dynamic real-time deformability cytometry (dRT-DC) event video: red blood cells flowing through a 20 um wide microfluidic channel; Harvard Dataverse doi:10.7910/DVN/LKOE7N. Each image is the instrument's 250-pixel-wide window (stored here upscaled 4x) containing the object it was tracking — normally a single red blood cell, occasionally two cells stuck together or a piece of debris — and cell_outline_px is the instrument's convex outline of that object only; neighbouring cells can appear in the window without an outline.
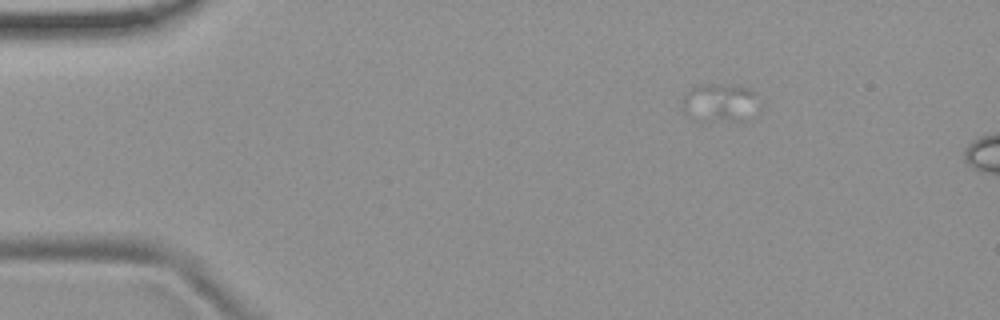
{"species": "common noctule bat (a hibernating species)", "species_latin": "Nyctalus noctula", "temperature_condition": "room temperature", "stored_images_in_passage": 9, "camera_frame_rate_fps": 3000, "um_per_image_px": 0.085, "animal": {"sex": "female", "body_mass_g": 19.9}, "frame": {"image": 1, "passage_image": 2, "time_ms": 0.333, "image_size_px": [1000, 320], "cell_outline_px": [[752, 92], [748, 120], [736, 124], [684, 108], [684, 96], [692, 88], [700, 84], [716, 84], [748, 88]], "centroid_in_image_um": [61.21, 8.66], "position_along_channel_um": 23.8, "area_um2": 14.74}}